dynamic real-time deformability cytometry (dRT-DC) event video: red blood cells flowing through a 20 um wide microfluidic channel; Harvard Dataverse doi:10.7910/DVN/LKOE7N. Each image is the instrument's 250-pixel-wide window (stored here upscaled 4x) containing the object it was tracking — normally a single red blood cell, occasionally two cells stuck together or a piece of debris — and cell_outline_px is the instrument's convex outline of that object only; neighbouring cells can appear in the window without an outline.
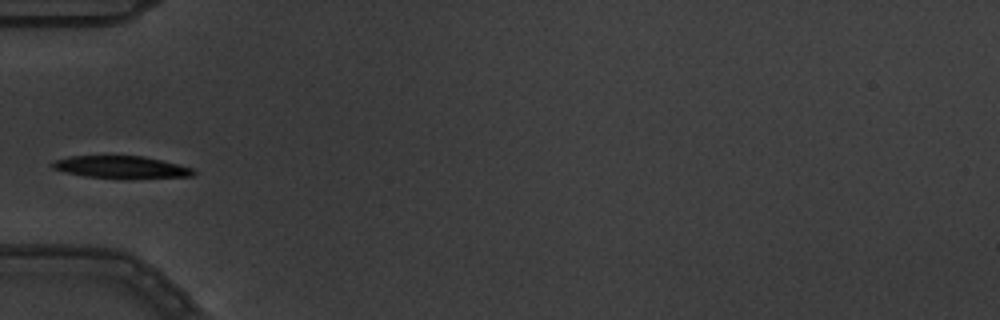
{"species": "common noctule bat (a hibernating species)", "species_latin": "Nyctalus noctula", "temperature_condition": "warm", "stored_images_in_passage": 3, "camera_frame_rate_fps": 3000, "um_per_image_px": 0.085, "animal": {"sex": "male", "body_mass_g": 19.5, "forearm_length_mm": 54.6}, "frame": {"image": 1, "passage_image": 3, "time_ms": 0.667, "image_size_px": [1000, 320], "cell_outline_px": [[196, 172], [192, 176], [128, 180], [84, 176], [64, 172], [52, 168], [48, 164], [52, 160], [68, 156], [144, 156], [180, 164], [192, 168]], "centroid_in_image_um": [10.28, 14.23], "position_along_channel_um": 74.7, "area_um2": 19.07}}